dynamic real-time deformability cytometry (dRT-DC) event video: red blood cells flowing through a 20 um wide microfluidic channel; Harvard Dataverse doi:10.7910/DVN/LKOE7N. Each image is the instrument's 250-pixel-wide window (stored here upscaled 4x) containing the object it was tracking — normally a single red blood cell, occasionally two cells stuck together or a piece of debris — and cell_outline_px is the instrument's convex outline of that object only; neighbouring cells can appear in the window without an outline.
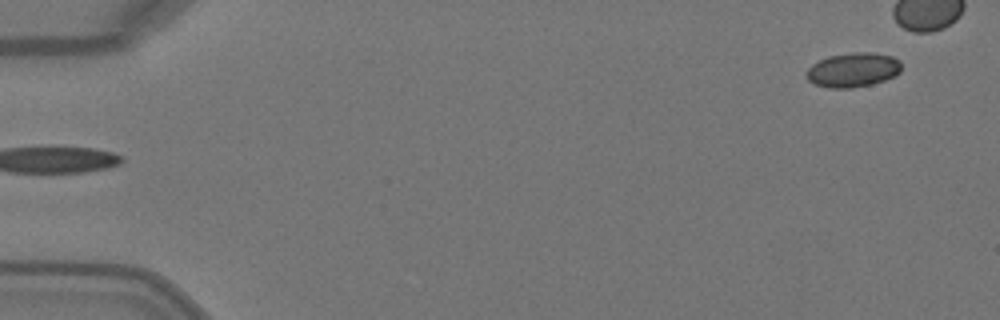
{"species": "Egyptian fruit bat (a non-hibernating species)", "species_latin": "Rousettus aegyptiacus", "temperature_condition": "warm", "stored_images_in_passage": 3, "segment_of_instrument_passage": [2, 2], "camera_frame_rate_fps": 3000, "um_per_image_px": 0.085, "animal": {"sex": "female"}, "frame": {"image": 1, "passage_image": 3, "time_ms": 0.667, "image_size_px": [1000, 320], "cell_outline_px": [[900, 72], [896, 76], [872, 84], [852, 88], [828, 88], [812, 84], [808, 80], [804, 72], [812, 64], [828, 56], [852, 52], [872, 52], [892, 56], [900, 60]], "centroid_in_image_um": [72.48, 5.94], "position_along_channel_um": 12.5, "area_um2": 19.31}}